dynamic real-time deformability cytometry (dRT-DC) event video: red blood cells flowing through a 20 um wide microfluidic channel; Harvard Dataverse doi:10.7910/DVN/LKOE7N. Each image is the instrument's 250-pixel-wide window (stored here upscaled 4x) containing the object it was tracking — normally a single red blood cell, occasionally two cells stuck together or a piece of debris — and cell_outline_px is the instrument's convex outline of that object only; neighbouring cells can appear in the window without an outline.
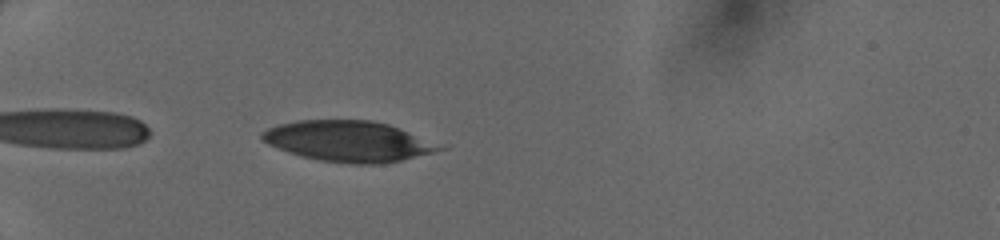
{"species": "human", "species_latin": "Homo sapiens", "temperature_condition": "cold", "stored_images_in_passage": 34, "camera_frame_rate_fps": 3000, "um_per_image_px": 0.085, "donor": {"sex": "female"}, "frame": {"image": 1, "passage_image": 2, "time_ms": 0.333, "image_size_px": [1000, 240], "cell_outline_px": [[448, 148], [384, 164], [356, 164], [320, 160], [300, 156], [288, 152], [268, 144], [260, 140], [260, 132], [268, 128], [280, 124], [296, 120], [372, 120], [388, 124]], "centroid_in_image_um": [29.55, 12.0], "position_along_channel_um": 55.5, "area_um2": 41.73}}
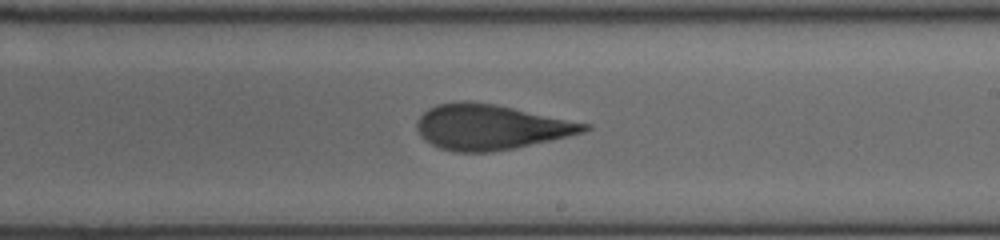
{"frame": {"image": 2, "passage_image": 17, "time_ms": 5.333, "image_size_px": [1000, 240], "cell_outline_px": [[592, 128], [584, 132], [568, 136], [516, 148], [492, 152], [456, 152], [440, 148], [424, 140], [416, 128], [416, 124], [420, 116], [428, 108], [436, 104], [460, 100], [468, 100], [496, 104], [592, 124]], "centroid_in_image_um": [41.71, 10.79], "position_along_channel_um": 247.3, "area_um2": 44.39}}
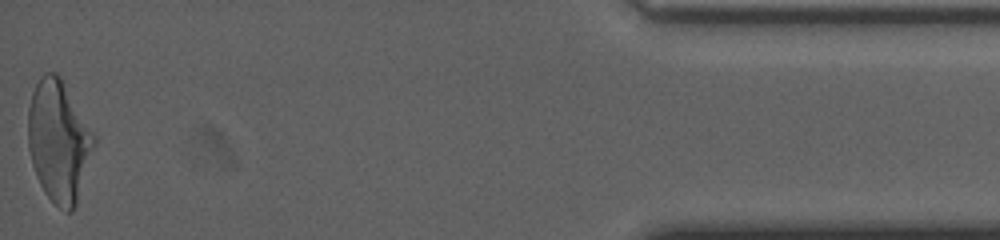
{"frame": {"image": 3, "passage_image": 34, "time_ms": 11.0, "image_size_px": [1000, 240], "cell_outline_px": [[96, 140], [76, 204], [72, 212], [64, 212], [44, 192], [36, 176], [32, 164], [28, 148], [28, 108], [32, 92], [36, 84], [44, 72], [56, 72], [60, 76], [96, 136]], "centroid_in_image_um": [4.98, 11.98], "position_along_channel_um": 430.2, "area_um2": 46.47}}